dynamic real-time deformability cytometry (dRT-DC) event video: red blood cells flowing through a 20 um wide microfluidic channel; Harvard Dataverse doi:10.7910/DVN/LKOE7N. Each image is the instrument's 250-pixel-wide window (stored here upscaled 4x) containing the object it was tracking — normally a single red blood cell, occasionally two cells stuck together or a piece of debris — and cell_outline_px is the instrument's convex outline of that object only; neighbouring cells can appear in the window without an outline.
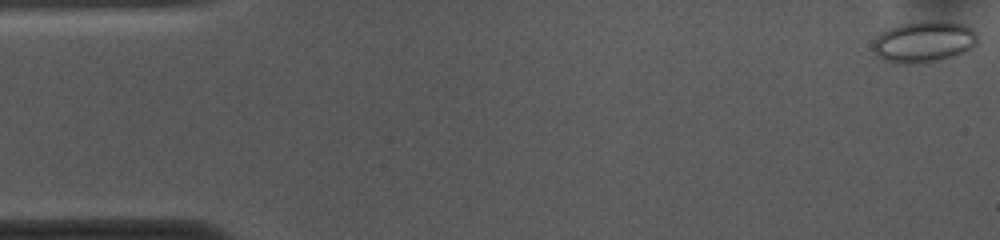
{"species": "common noctule bat (a hibernating species)", "species_latin": "Nyctalus noctula", "temperature_condition": "cold", "stored_images_in_passage": 54, "camera_frame_rate_fps": 3000, "um_per_image_px": 0.085, "animal": {"sex": "female", "body_mass_g": 10.0, "forearm_length_mm": 53.1}, "frame": {"image": 1, "passage_image": 1, "time_ms": 0.0, "image_size_px": [1000, 240], "cell_outline_px": [[980, 40], [972, 48], [956, 56], [924, 64], [904, 64], [884, 60], [876, 56], [872, 52], [872, 40], [884, 28], [912, 20], [944, 20], [964, 24], [972, 28], [976, 32]], "centroid_in_image_um": [78.5, 3.53], "position_along_channel_um": 6.5, "area_um2": 26.53}}
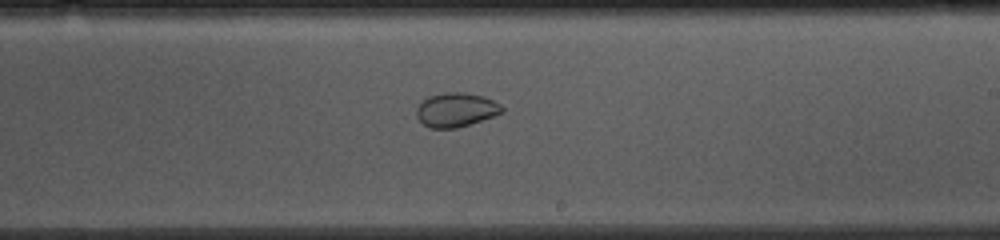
{"frame": {"image": 2, "passage_image": 31, "time_ms": 10.0, "image_size_px": [1000, 240], "cell_outline_px": [[504, 112], [456, 128], [432, 128], [424, 124], [416, 116], [416, 108], [428, 96], [444, 92], [464, 92], [484, 96], [500, 104], [504, 108]], "centroid_in_image_um": [38.76, 9.32], "position_along_channel_um": 250.2, "area_um2": 16.82}}
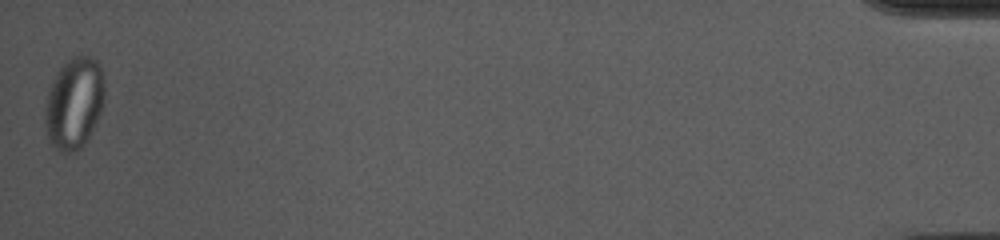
{"frame": {"image": 3, "passage_image": 54, "time_ms": 17.667, "image_size_px": [1000, 240], "cell_outline_px": [[104, 104], [96, 124], [88, 140], [76, 152], [60, 152], [52, 144], [48, 136], [44, 124], [44, 116], [48, 88], [56, 72], [72, 56], [88, 56], [96, 60], [100, 68], [104, 80]], "centroid_in_image_um": [6.3, 8.79], "position_along_channel_um": 428.9, "area_um2": 32.02}}